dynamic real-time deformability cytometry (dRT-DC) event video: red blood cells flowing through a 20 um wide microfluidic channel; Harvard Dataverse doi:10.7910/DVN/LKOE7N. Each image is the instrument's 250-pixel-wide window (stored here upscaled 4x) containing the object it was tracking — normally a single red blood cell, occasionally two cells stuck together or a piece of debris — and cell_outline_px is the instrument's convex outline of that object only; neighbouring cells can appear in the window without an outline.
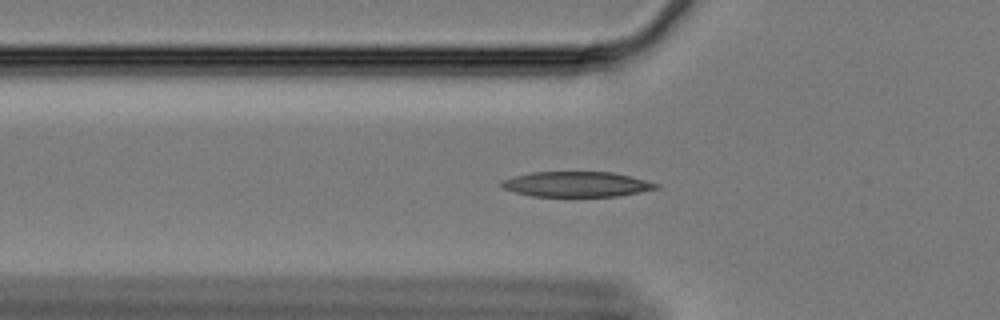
{"species": "Egyptian fruit bat (a non-hibernating species)", "species_latin": "Rousettus aegyptiacus", "temperature_condition": "cold", "stored_images_in_passage": 44, "camera_frame_rate_fps": 3000, "um_per_image_px": 0.085, "animal": {"sex": "female"}, "frame": {"image": 1, "passage_image": 11, "time_ms": 3.333, "image_size_px": [1000, 320], "cell_outline_px": [[660, 188], [620, 196], [532, 196], [516, 192], [504, 188], [500, 184], [504, 180], [512, 176], [532, 172], [612, 172], [660, 184]], "centroid_in_image_um": [49.03, 15.66], "position_along_channel_um": 76.8, "area_um2": 22.54}}
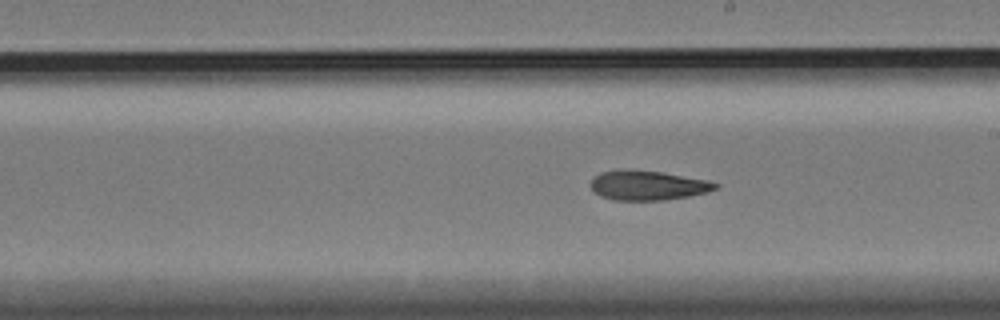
{"frame": {"image": 2, "passage_image": 25, "time_ms": 8.0, "image_size_px": [1000, 320], "cell_outline_px": [[720, 184], [716, 188], [708, 192], [688, 196], [664, 200], [612, 200], [600, 196], [588, 184], [600, 172], [624, 168], [664, 172], [708, 180]], "centroid_in_image_um": [55.05, 15.74], "position_along_channel_um": 234.0, "area_um2": 21.73}}
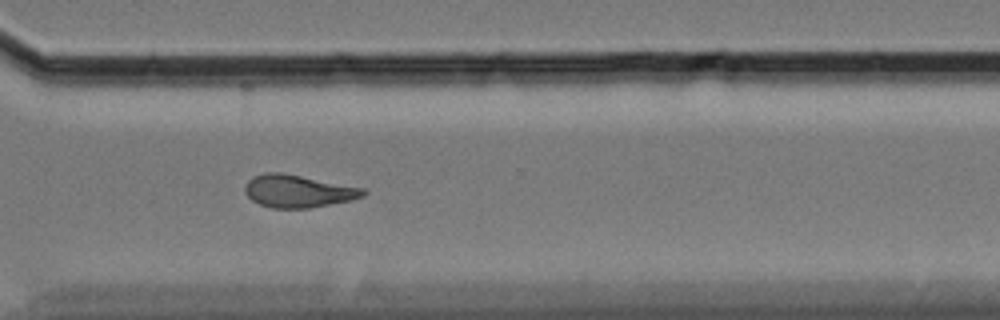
{"frame": {"image": 3, "passage_image": 35, "time_ms": 11.333, "image_size_px": [1000, 320], "cell_outline_px": [[368, 192], [364, 196], [352, 200], [308, 208], [272, 208], [260, 204], [252, 200], [244, 192], [244, 184], [252, 176], [264, 172], [280, 172], [364, 188]], "centroid_in_image_um": [25.31, 16.24], "position_along_channel_um": 345.3, "area_um2": 22.48}, "authors_computed_cell_mechanics": {"area_um2": 22.1952, "velocity_mm_per_s": 3.3415, "shape_relaxation_time_tau1_ms": 6.1151, "shape_relaxation_time_tau2_ms": 9.558, "deformation_change_tau1": 0.1706, "deformation_change_tau2": 0.1907}}